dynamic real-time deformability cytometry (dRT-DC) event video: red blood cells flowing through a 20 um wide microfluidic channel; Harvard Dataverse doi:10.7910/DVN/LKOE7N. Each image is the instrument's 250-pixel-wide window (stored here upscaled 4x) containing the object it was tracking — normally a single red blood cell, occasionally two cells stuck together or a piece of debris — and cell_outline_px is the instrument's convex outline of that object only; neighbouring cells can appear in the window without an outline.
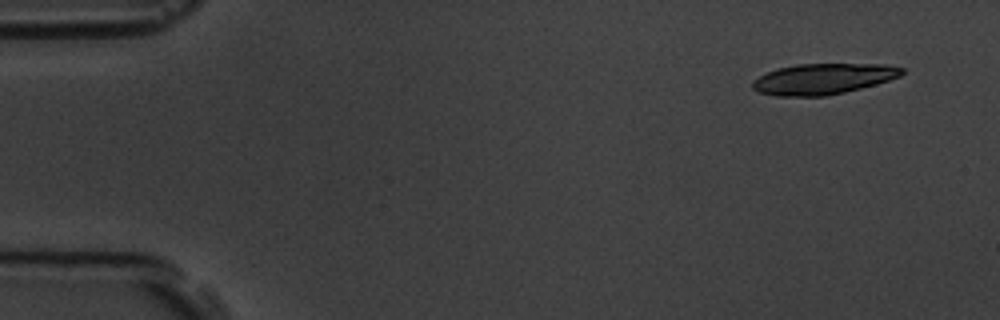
{"species": "common noctule bat (a hibernating species)", "species_latin": "Nyctalus noctula", "temperature_condition": "room temperature", "stored_images_in_passage": 5, "camera_frame_rate_fps": 3000, "um_per_image_px": 0.085, "animal": {"sex": "male", "body_mass_g": 19.5, "forearm_length_mm": 54.6}, "frame": {"image": 1, "passage_image": 1, "time_ms": 0.0, "image_size_px": [1000, 320], "cell_outline_px": [[904, 72], [900, 76], [876, 84], [844, 92], [824, 96], [776, 96], [760, 92], [752, 88], [752, 80], [776, 68], [796, 64], [884, 64], [904, 68]], "centroid_in_image_um": [69.95, 6.7], "position_along_channel_um": 15.1, "area_um2": 26.7}}